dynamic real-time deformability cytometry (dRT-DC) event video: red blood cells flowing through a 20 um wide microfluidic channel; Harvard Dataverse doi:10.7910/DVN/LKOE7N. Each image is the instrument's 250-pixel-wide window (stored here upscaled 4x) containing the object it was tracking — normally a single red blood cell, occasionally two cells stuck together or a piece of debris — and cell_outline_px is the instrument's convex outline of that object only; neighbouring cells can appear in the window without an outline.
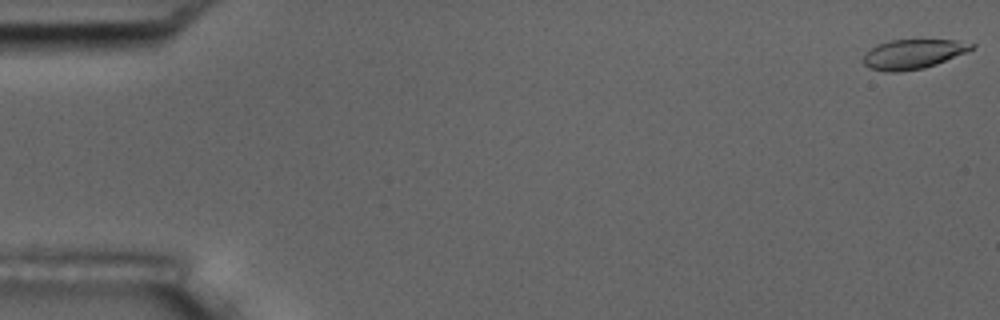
{"species": "common noctule bat (a hibernating species)", "species_latin": "Nyctalus noctula", "temperature_condition": "room temperature", "stored_images_in_passage": 7, "camera_frame_rate_fps": 3000, "um_per_image_px": 0.085, "animal": {"sex": "male", "body_mass_g": 17.5, "forearm_length_mm": 52.3}, "frame": {"image": 1, "passage_image": 1, "time_ms": 0.0, "image_size_px": [1000, 320], "cell_outline_px": [[976, 44], [972, 48], [964, 52], [936, 64], [924, 68], [900, 72], [884, 72], [868, 68], [864, 64], [864, 52], [876, 44], [892, 40], [956, 40]], "centroid_in_image_um": [77.53, 4.6], "position_along_channel_um": 7.5, "area_um2": 18.55}}
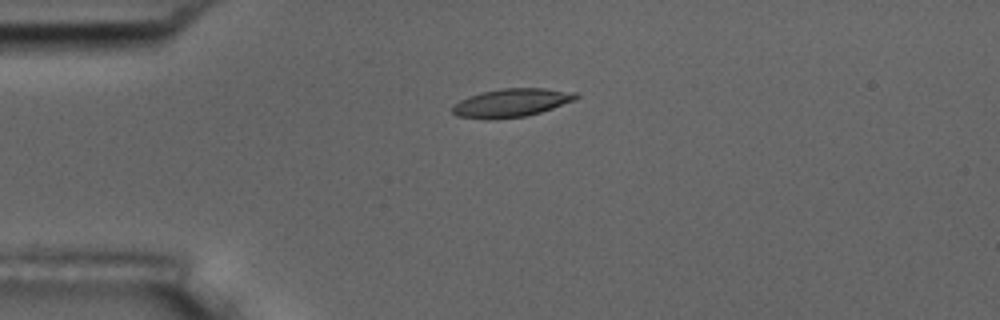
{"frame": {"image": 2, "passage_image": 4, "time_ms": 4.333, "image_size_px": [1000, 320], "cell_outline_px": [[580, 96], [576, 100], [540, 112], [524, 116], [496, 120], [484, 120], [456, 116], [452, 112], [452, 108], [460, 100], [468, 96], [480, 92], [500, 88], [544, 88], [576, 92]], "centroid_in_image_um": [43.46, 8.74], "position_along_channel_um": 41.5, "area_um2": 20.69}}